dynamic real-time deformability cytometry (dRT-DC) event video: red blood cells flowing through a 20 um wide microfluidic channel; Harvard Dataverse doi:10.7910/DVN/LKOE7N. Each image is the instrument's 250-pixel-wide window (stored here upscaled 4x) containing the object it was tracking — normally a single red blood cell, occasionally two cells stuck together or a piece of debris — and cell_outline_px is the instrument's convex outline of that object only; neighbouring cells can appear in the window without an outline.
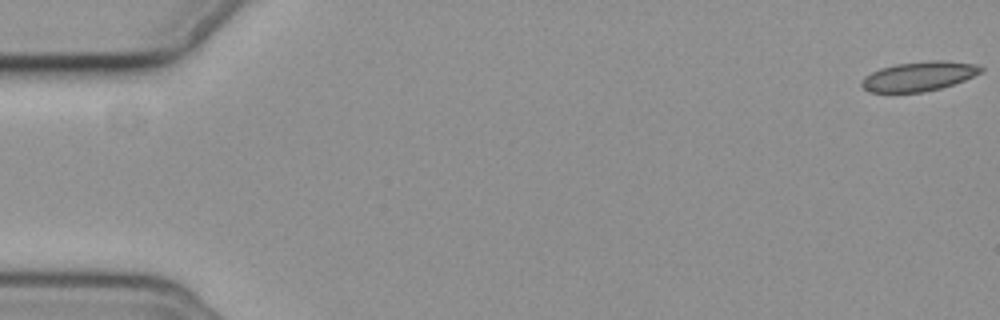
{"species": "common noctule bat (a hibernating species)", "species_latin": "Nyctalus noctula", "temperature_condition": "cold", "stored_images_in_passage": 57, "camera_frame_rate_fps": 3000, "um_per_image_px": 0.085, "animal": {"sex": "female", "body_mass_g": 19.3, "forearm_length_mm": 54.1}, "frame": {"image": 1, "passage_image": 1, "time_ms": 0.0, "image_size_px": [1000, 320], "cell_outline_px": [[984, 68], [980, 72], [964, 80], [940, 88], [924, 92], [872, 92], [864, 88], [860, 84], [860, 80], [864, 76], [880, 68], [896, 64], [928, 60], [944, 60], [976, 64]], "centroid_in_image_um": [78.08, 6.47], "position_along_channel_um": 6.9, "area_um2": 20.4}}
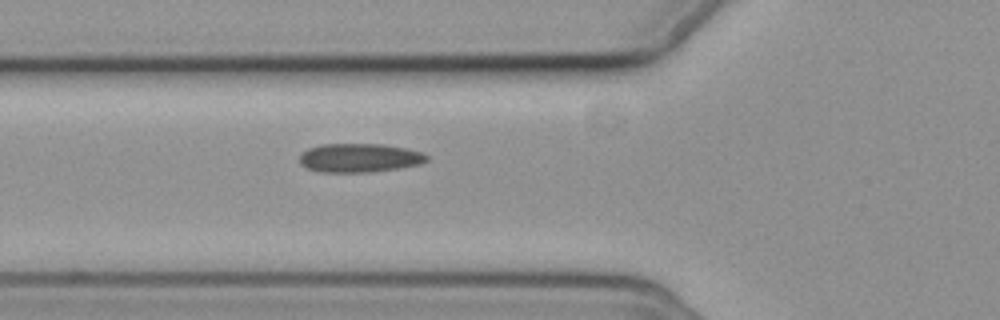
{"frame": {"image": 2, "passage_image": 21, "time_ms": 6.667, "image_size_px": [1000, 320], "cell_outline_px": [[428, 160], [420, 164], [400, 168], [372, 172], [320, 172], [304, 168], [300, 164], [300, 156], [308, 148], [320, 144], [384, 144], [424, 152], [428, 156]], "centroid_in_image_um": [30.55, 13.42], "position_along_channel_um": 95.2, "area_um2": 21.56}}
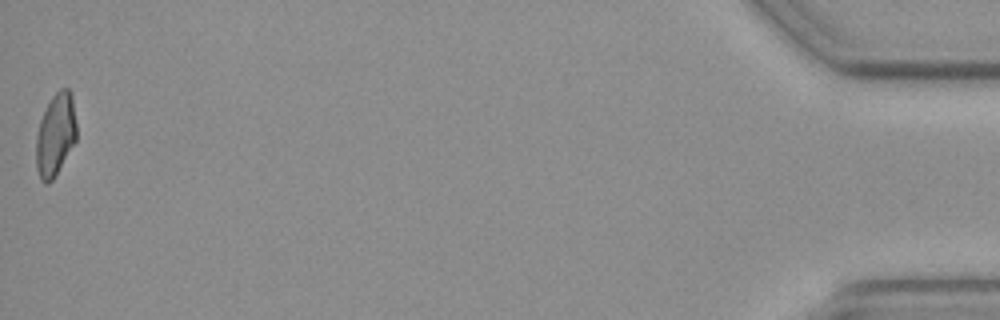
{"frame": {"image": 3, "passage_image": 57, "time_ms": 18.667, "image_size_px": [1000, 320], "cell_outline_px": [[76, 140], [52, 180], [48, 184], [44, 184], [40, 180], [36, 168], [36, 136], [40, 120], [52, 96], [60, 88], [68, 88], [72, 92], [76, 124]], "centroid_in_image_um": [4.71, 11.45], "position_along_channel_um": 430.5, "area_um2": 19.42}, "authors_computed_cell_mechanics": {"area_um2": 20.5768, "velocity_mm_per_s": 3.6627, "shape_relaxation_time_tau1_ms": null, "shape_relaxation_time_tau2_ms": 7.2003, "deformation_change_tau1": null, "deformation_change_tau2": 0.115}}